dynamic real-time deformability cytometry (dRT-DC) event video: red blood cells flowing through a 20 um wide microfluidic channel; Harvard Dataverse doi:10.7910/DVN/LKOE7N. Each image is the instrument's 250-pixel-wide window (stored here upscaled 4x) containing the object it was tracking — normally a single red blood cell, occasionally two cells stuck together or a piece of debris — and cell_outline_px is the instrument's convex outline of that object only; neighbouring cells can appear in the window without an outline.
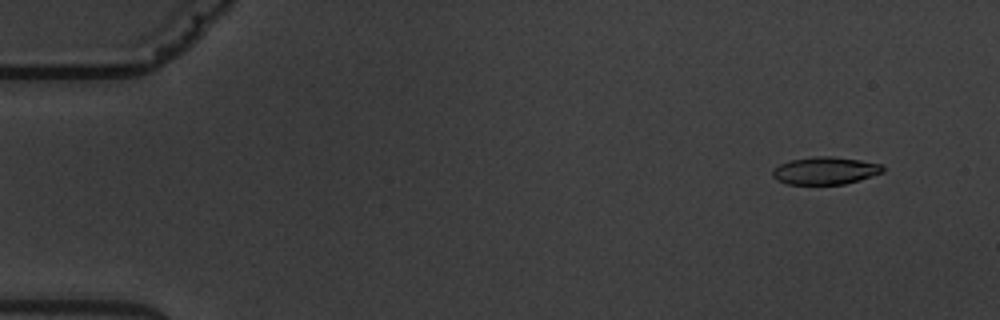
{"species": "common noctule bat (a hibernating species)", "species_latin": "Nyctalus noctula", "temperature_condition": "warm", "stored_images_in_passage": 10, "camera_frame_rate_fps": 3000, "um_per_image_px": 0.085, "animal": {"sex": "male", "body_mass_g": 19.5, "forearm_length_mm": 54.6}, "frame": {"image": 1, "passage_image": 1, "time_ms": 0.0, "image_size_px": [1000, 320], "cell_outline_px": [[884, 172], [844, 184], [788, 184], [776, 180], [772, 176], [772, 168], [788, 160], [816, 156], [832, 156], [860, 160], [880, 164], [884, 168]], "centroid_in_image_um": [70.09, 14.5], "position_along_channel_um": 14.9, "area_um2": 17.69}}
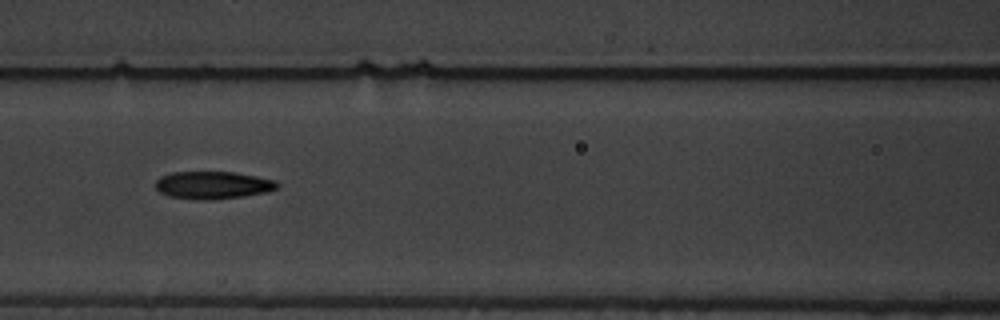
{"frame": {"image": 2, "passage_image": 7, "time_ms": 7.0, "image_size_px": [1000, 320], "cell_outline_px": [[280, 184], [276, 188], [268, 192], [244, 196], [212, 200], [200, 200], [168, 196], [160, 192], [156, 188], [156, 180], [160, 176], [172, 172], [232, 172], [256, 176], [276, 180]], "centroid_in_image_um": [18.1, 15.74], "position_along_channel_um": 148.5, "area_um2": 19.65}}
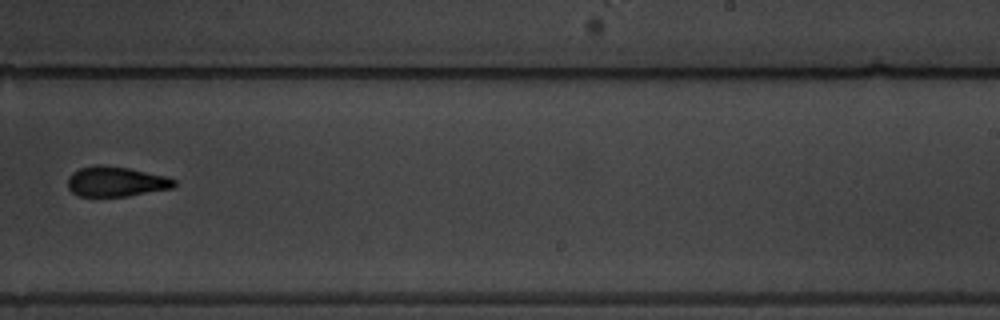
{"frame": {"image": 3, "passage_image": 10, "time_ms": 10.667, "image_size_px": [1000, 320], "cell_outline_px": [[176, 184], [172, 188], [128, 196], [80, 196], [72, 192], [68, 188], [68, 176], [72, 172], [80, 168], [92, 164], [100, 164], [128, 168], [168, 176], [176, 180]], "centroid_in_image_um": [9.85, 15.42], "position_along_channel_um": 279.1, "area_um2": 18.79}}